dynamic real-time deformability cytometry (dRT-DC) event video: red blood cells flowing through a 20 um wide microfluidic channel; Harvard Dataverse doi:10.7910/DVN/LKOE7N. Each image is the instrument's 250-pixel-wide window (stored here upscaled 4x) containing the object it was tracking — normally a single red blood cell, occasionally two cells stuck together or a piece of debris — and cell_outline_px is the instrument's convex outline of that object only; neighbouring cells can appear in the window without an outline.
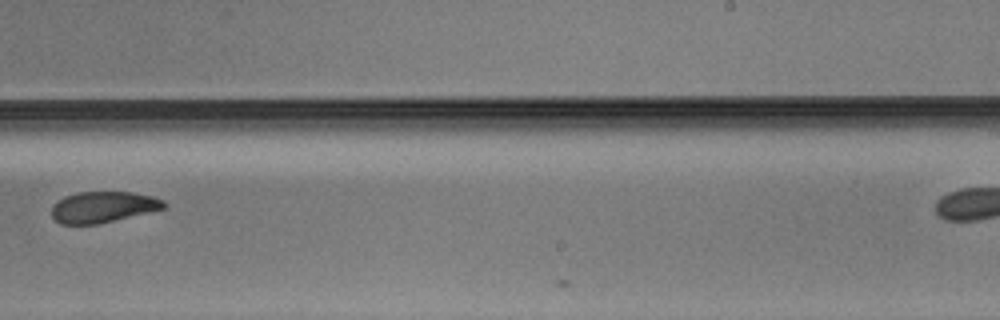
{"species": "Egyptian fruit bat (a non-hibernating species)", "species_latin": "Rousettus aegyptiacus", "temperature_condition": "warm", "stored_images_in_passage": 16, "camera_frame_rate_fps": 3000, "um_per_image_px": 0.085, "animal": {"sex": "male"}, "frame": {"image": 1, "passage_image": 15, "time_ms": 4.667, "image_size_px": [1000, 320], "cell_outline_px": [[168, 204], [164, 208], [148, 212], [96, 224], [60, 224], [52, 216], [52, 204], [64, 196], [76, 192], [132, 192], [152, 196], [164, 200]], "centroid_in_image_um": [8.74, 17.58], "position_along_channel_um": 280.3, "area_um2": 20.23}}